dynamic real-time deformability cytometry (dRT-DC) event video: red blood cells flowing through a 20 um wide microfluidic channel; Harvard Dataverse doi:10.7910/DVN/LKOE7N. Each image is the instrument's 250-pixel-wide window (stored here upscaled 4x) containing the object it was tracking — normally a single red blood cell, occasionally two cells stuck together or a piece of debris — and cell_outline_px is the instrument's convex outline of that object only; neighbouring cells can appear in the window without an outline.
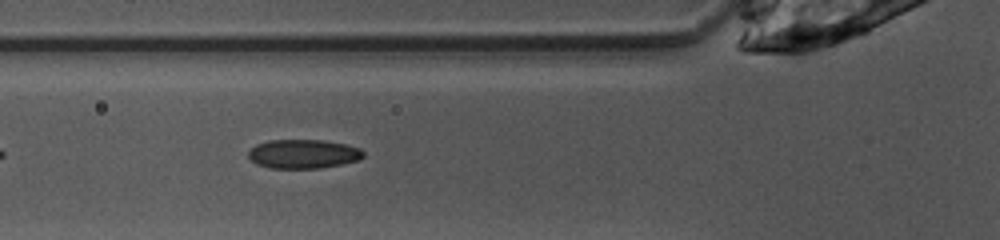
{"species": "common noctule bat (a hibernating species)", "species_latin": "Nyctalus noctula", "temperature_condition": "warm", "stored_images_in_passage": 14, "camera_frame_rate_fps": 3000, "um_per_image_px": 0.085, "animal": {"sex": "female", "body_mass_g": 10.0, "forearm_length_mm": 53.1}, "frame": {"image": 1, "passage_image": 5, "time_ms": 1.333, "image_size_px": [1000, 240], "cell_outline_px": [[364, 156], [360, 160], [320, 168], [272, 168], [256, 164], [248, 156], [248, 152], [256, 144], [268, 140], [324, 140], [348, 144], [360, 148], [364, 152]], "centroid_in_image_um": [25.8, 13.07], "position_along_channel_um": 100.0, "area_um2": 19.54}}
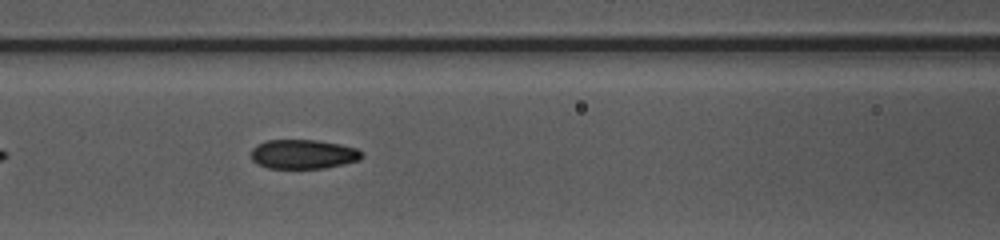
{"frame": {"image": 2, "passage_image": 8, "time_ms": 2.333, "image_size_px": [1000, 240], "cell_outline_px": [[360, 160], [344, 164], [324, 168], [268, 168], [256, 164], [252, 160], [252, 148], [256, 144], [268, 140], [316, 140], [340, 144], [356, 148], [360, 152]], "centroid_in_image_um": [25.73, 13.1], "position_along_channel_um": 140.9, "area_um2": 18.84}}
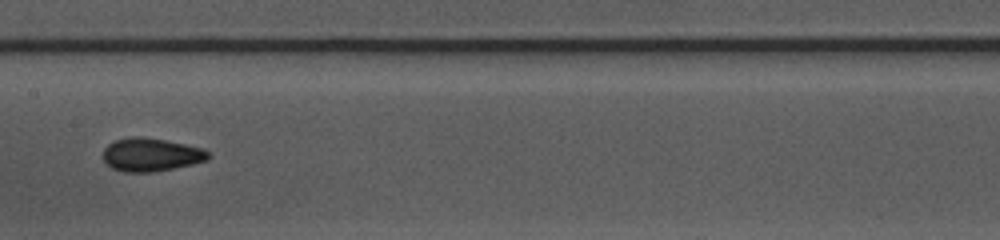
{"frame": {"image": 3, "passage_image": 12, "time_ms": 3.667, "image_size_px": [1000, 240], "cell_outline_px": [[208, 160], [192, 164], [152, 172], [124, 172], [112, 168], [104, 160], [104, 148], [108, 144], [116, 140], [132, 136], [136, 136], [164, 140], [204, 148], [208, 152]], "centroid_in_image_um": [12.83, 13.15], "position_along_channel_um": 194.6, "area_um2": 20.11}}